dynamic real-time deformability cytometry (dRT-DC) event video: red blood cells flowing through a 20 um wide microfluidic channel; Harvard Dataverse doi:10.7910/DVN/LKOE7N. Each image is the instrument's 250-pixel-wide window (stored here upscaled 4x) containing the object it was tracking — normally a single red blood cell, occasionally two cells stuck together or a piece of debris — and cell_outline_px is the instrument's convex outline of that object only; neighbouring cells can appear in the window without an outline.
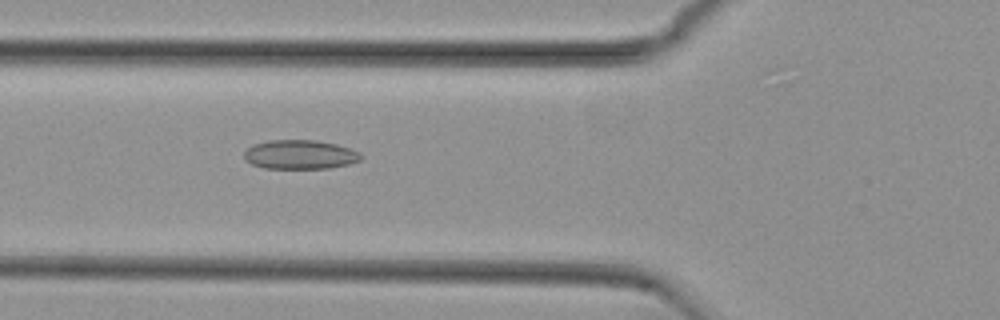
{"species": "common noctule bat (a hibernating species)", "species_latin": "Nyctalus noctula", "temperature_condition": "cold", "stored_images_in_passage": 39, "camera_frame_rate_fps": 3000, "um_per_image_px": 0.085, "animal": {"sex": "female", "body_mass_g": 29.2, "forearm_length_mm": 56.3}, "frame": {"image": 1, "passage_image": 4, "time_ms": 1.0, "image_size_px": [1000, 320], "cell_outline_px": [[364, 156], [360, 160], [348, 164], [328, 168], [264, 168], [252, 164], [244, 160], [244, 152], [252, 144], [268, 140], [316, 140], [336, 144], [360, 152]], "centroid_in_image_um": [25.48, 13.13], "position_along_channel_um": 100.3, "area_um2": 19.88}}
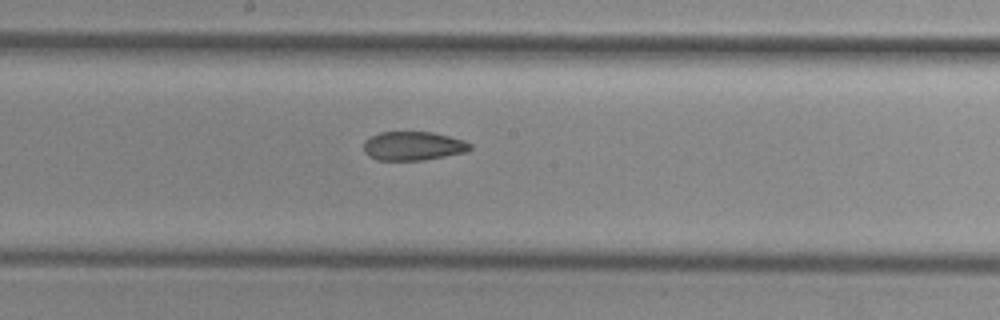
{"frame": {"image": 2, "passage_image": 13, "time_ms": 4.0, "image_size_px": [1000, 320], "cell_outline_px": [[472, 148], [464, 152], [424, 160], [376, 160], [368, 156], [364, 152], [364, 140], [380, 132], [432, 132], [464, 140], [472, 144]], "centroid_in_image_um": [35.09, 12.41], "position_along_channel_um": 213.1, "area_um2": 17.86}}
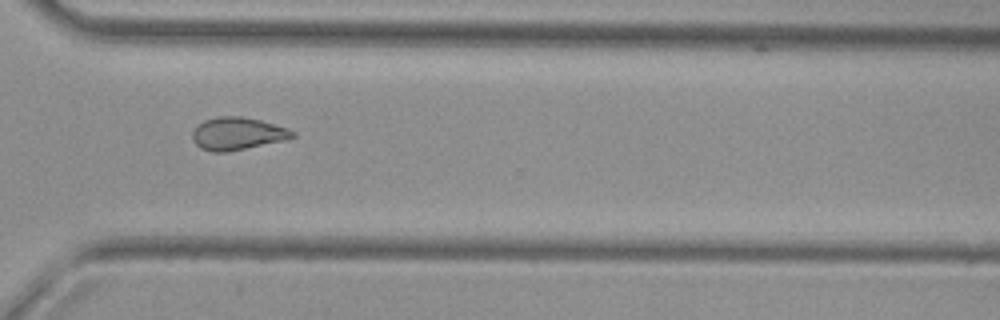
{"frame": {"image": 3, "passage_image": 24, "time_ms": 7.667, "image_size_px": [1000, 320], "cell_outline_px": [[296, 136], [284, 140], [224, 152], [212, 152], [200, 148], [192, 140], [192, 132], [196, 124], [204, 120], [220, 116], [240, 116], [260, 120], [288, 128], [296, 132]], "centroid_in_image_um": [20.15, 11.35], "position_along_channel_um": 350.5, "area_um2": 18.96}, "authors_computed_cell_mechanics": {"area_um2": 18.785, "velocity_mm_per_s": 3.7502, "shape_relaxation_time_tau1_ms": null, "shape_relaxation_time_tau2_ms": 3.2742, "deformation_change_tau1": null, "deformation_change_tau2": 0.0982}}